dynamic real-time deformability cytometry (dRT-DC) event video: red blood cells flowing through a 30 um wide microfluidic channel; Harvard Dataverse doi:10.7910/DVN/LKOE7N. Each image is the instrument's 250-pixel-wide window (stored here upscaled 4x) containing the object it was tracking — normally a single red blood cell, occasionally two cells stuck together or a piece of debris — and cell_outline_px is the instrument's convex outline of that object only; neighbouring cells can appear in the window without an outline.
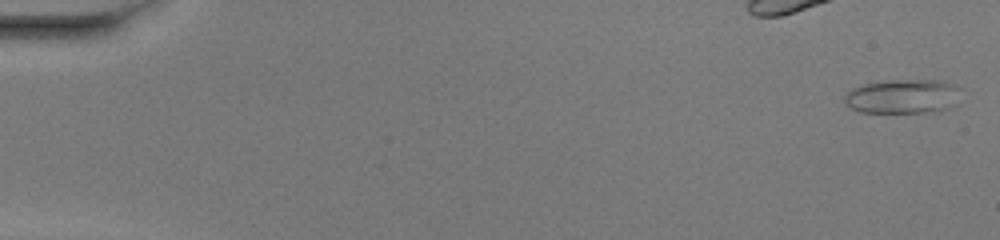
{"species": "common noctule bat (a hibernating species)", "species_latin": "Nyctalus noctula", "temperature_condition": "warm", "stored_images_in_passage": 51, "camera_frame_rate_fps": 3000, "um_per_image_px": 0.085, "animal": {"sex": "female", "body_mass_g": 20.0, "forearm_length_mm": 54.0}, "frame": {"image": 1, "passage_image": 2, "time_ms": 0.333, "image_size_px": [1000, 240], "cell_outline_px": [[960, 88], [956, 104], [940, 112], [860, 112], [844, 104], [844, 96], [852, 88], [864, 84], [892, 80], [944, 80], [956, 84]], "centroid_in_image_um": [76.78, 8.19], "position_along_channel_um": 8.2, "area_um2": 23.47}}
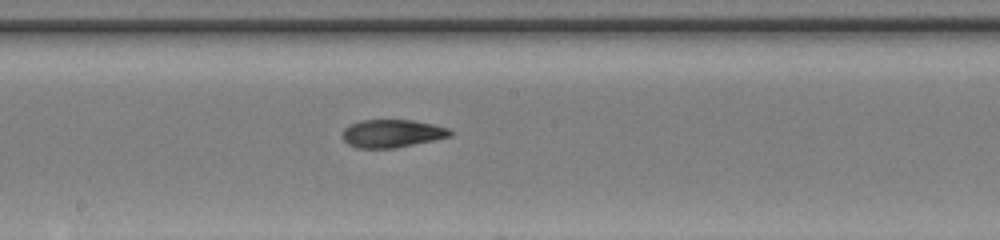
{"frame": {"image": 2, "passage_image": 29, "time_ms": 9.333, "image_size_px": [1000, 240], "cell_outline_px": [[452, 136], [396, 148], [356, 148], [348, 144], [340, 136], [344, 128], [360, 120], [412, 120], [432, 124], [448, 128], [452, 132]], "centroid_in_image_um": [33.29, 11.35], "position_along_channel_um": 214.9, "area_um2": 17.57}}
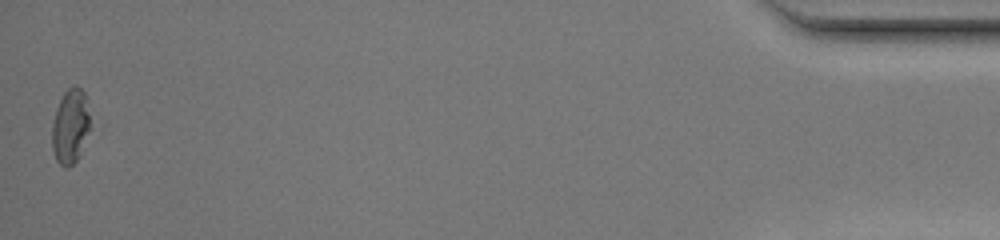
{"frame": {"image": 3, "passage_image": 51, "time_ms": 16.667, "image_size_px": [1000, 240], "cell_outline_px": [[92, 128], [80, 156], [68, 168], [64, 168], [56, 160], [52, 148], [52, 124], [56, 108], [64, 92], [68, 88], [76, 84], [84, 92]], "centroid_in_image_um": [6.0, 10.76], "position_along_channel_um": 429.2, "area_um2": 16.99}, "authors_computed_cell_mechanics": {"area_um2": 18.0336, "velocity_mm_per_s": 4.1282, "shape_relaxation_time_tau1_ms": null, "shape_relaxation_time_tau2_ms": 3.9507, "deformation_change_tau1": null, "deformation_change_tau2": 0.1113}}